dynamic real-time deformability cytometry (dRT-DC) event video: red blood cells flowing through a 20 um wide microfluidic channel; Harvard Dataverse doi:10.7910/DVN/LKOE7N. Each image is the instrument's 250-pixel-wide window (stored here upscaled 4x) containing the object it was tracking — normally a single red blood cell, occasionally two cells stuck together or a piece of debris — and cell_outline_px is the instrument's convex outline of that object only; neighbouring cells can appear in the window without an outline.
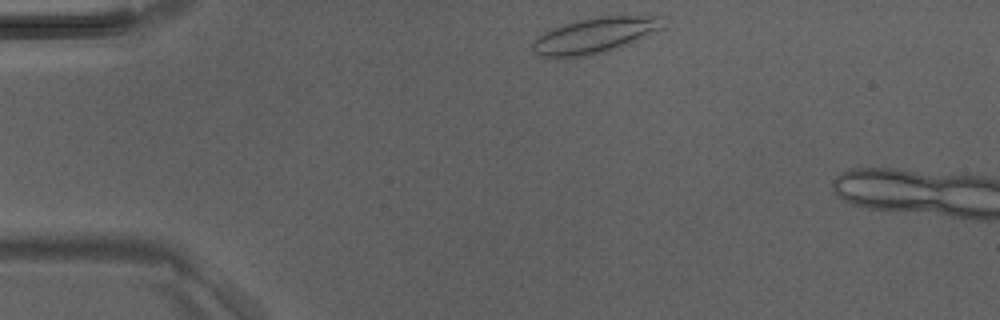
{"species": "Egyptian fruit bat (a non-hibernating species)", "species_latin": "Rousettus aegyptiacus", "temperature_condition": "room temperature", "stored_images_in_passage": 4, "camera_frame_rate_fps": 3000, "um_per_image_px": 0.085, "animal": {"sex": "male"}, "frame": {"image": 1, "passage_image": 1, "time_ms": 0.0, "image_size_px": [1000, 320], "cell_outline_px": [[668, 16], [664, 28], [632, 44], [608, 52], [588, 56], [540, 56], [528, 44], [532, 40], [544, 32], [560, 24], [600, 16]], "centroid_in_image_um": [50.65, 3.0], "position_along_channel_um": 34.3, "area_um2": 27.63}}